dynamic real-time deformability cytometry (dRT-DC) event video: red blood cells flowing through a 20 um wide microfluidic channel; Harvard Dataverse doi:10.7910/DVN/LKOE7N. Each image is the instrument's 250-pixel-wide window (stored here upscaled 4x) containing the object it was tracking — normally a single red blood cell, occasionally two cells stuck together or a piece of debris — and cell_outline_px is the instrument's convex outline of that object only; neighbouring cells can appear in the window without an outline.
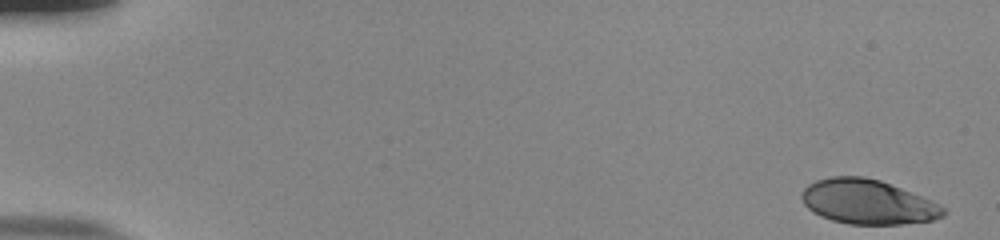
{"species": "human", "species_latin": "Homo sapiens", "temperature_condition": "room temperature", "stored_images_in_passage": 53, "camera_frame_rate_fps": 3000, "um_per_image_px": 0.085, "donor": {"sex": "male"}, "frame": {"image": 1, "passage_image": 1, "time_ms": 0.0, "image_size_px": [1000, 240], "cell_outline_px": [[948, 212], [944, 216], [932, 220], [900, 224], [848, 224], [832, 220], [820, 216], [812, 212], [804, 204], [800, 196], [804, 188], [808, 184], [816, 180], [832, 176], [864, 176], [880, 180], [932, 200], [944, 208]], "centroid_in_image_um": [73.74, 17.16], "position_along_channel_um": 11.3, "area_um2": 36.88}}
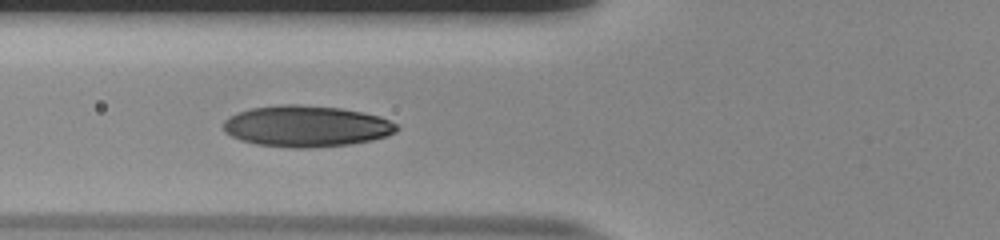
{"frame": {"image": 2, "passage_image": 21, "time_ms": 6.667, "image_size_px": [1000, 240], "cell_outline_px": [[400, 128], [396, 132], [388, 136], [372, 140], [348, 144], [304, 148], [292, 148], [256, 144], [240, 140], [224, 132], [224, 120], [228, 116], [236, 112], [252, 108], [284, 104], [300, 104], [340, 108], [364, 112], [380, 116], [396, 124]], "centroid_in_image_um": [26.03, 10.72], "position_along_channel_um": 99.8, "area_um2": 41.79}}
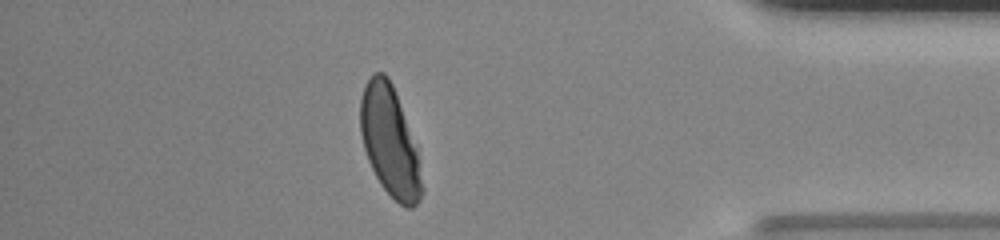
{"frame": {"image": 3, "passage_image": 47, "time_ms": 15.333, "image_size_px": [1000, 240], "cell_outline_px": [[424, 192], [420, 200], [412, 208], [408, 208], [400, 204], [380, 184], [368, 160], [364, 148], [360, 132], [360, 100], [364, 84], [376, 72], [384, 72], [388, 76], [392, 84], [416, 148], [424, 188]], "centroid_in_image_um": [33.12, 12.04], "position_along_channel_um": 402.1, "area_um2": 38.96}, "authors_computed_cell_mechanics": {"area_um2": 39.593, "velocity_mm_per_s": 3.8356, "shape_relaxation_time_tau1_ms": 4.0728, "shape_relaxation_time_tau2_ms": null, "deformation_change_tau1": 0.1837, "deformation_change_tau2": null}}